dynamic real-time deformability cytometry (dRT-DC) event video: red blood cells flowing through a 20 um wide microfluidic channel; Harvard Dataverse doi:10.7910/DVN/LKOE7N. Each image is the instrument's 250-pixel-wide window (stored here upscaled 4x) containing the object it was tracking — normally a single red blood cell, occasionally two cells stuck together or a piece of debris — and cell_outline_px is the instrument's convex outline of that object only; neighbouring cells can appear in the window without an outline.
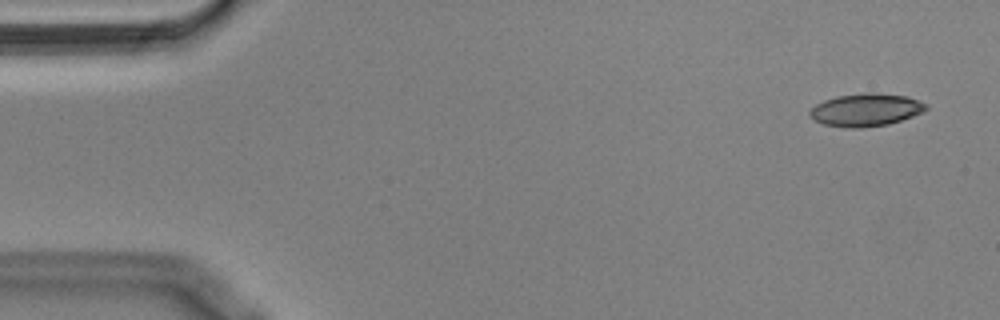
{"species": "Egyptian fruit bat (a non-hibernating species)", "species_latin": "Rousettus aegyptiacus", "temperature_condition": "cold", "stored_images_in_passage": 53, "camera_frame_rate_fps": 3000, "um_per_image_px": 0.085, "animal": {"sex": "male"}, "frame": {"image": 1, "passage_image": 1, "time_ms": 0.0, "image_size_px": [1000, 320], "cell_outline_px": [[928, 108], [912, 116], [888, 124], [860, 128], [852, 128], [824, 124], [816, 120], [808, 112], [816, 104], [824, 100], [836, 96], [864, 92], [872, 92], [908, 96], [928, 104]], "centroid_in_image_um": [73.61, 9.32], "position_along_channel_um": 11.4, "area_um2": 22.02}}
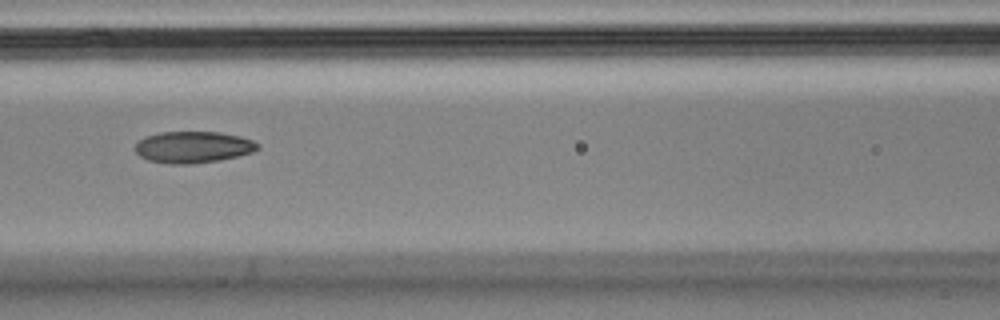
{"frame": {"image": 2, "passage_image": 22, "time_ms": 7.0, "image_size_px": [1000, 320], "cell_outline_px": [[260, 148], [252, 152], [220, 160], [192, 164], [168, 164], [148, 160], [140, 156], [136, 152], [136, 144], [144, 136], [160, 132], [220, 132], [240, 136], [252, 140], [260, 144]], "centroid_in_image_um": [16.42, 12.5], "position_along_channel_um": 150.2, "area_um2": 22.6}}
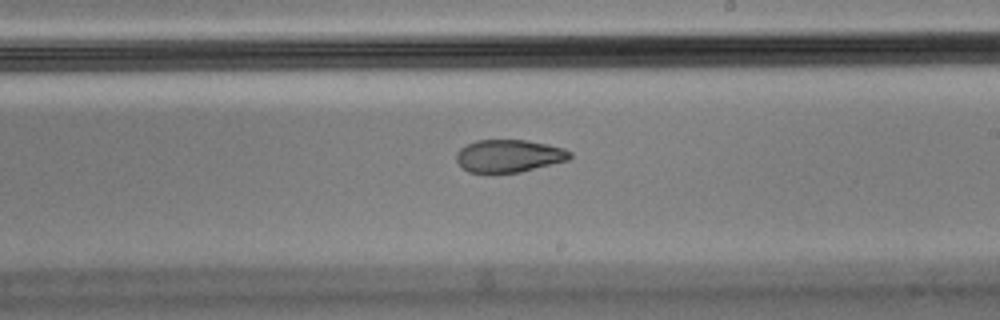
{"frame": {"image": 3, "passage_image": 30, "time_ms": 9.667, "image_size_px": [1000, 320], "cell_outline_px": [[572, 156], [568, 160], [520, 172], [492, 176], [488, 176], [468, 172], [456, 160], [456, 152], [460, 148], [476, 140], [528, 140], [548, 144], [564, 148], [572, 152]], "centroid_in_image_um": [43.23, 13.29], "position_along_channel_um": 245.8, "area_um2": 22.31}, "authors_computed_cell_mechanics": {"area_um2": 22.831, "velocity_mm_per_s": 3.5895, "shape_relaxation_time_tau1_ms": null, "shape_relaxation_time_tau2_ms": 3.1938, "deformation_change_tau1": null, "deformation_change_tau2": 0.0896}}